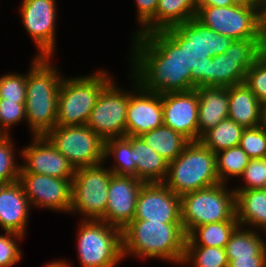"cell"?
Here are the masks:
<instances>
[{"instance_id": "1", "label": "cell", "mask_w": 266, "mask_h": 267, "mask_svg": "<svg viewBox=\"0 0 266 267\" xmlns=\"http://www.w3.org/2000/svg\"><path fill=\"white\" fill-rule=\"evenodd\" d=\"M133 38L132 75L145 91L162 95L193 89L185 39L173 27Z\"/></svg>"}, {"instance_id": "2", "label": "cell", "mask_w": 266, "mask_h": 267, "mask_svg": "<svg viewBox=\"0 0 266 267\" xmlns=\"http://www.w3.org/2000/svg\"><path fill=\"white\" fill-rule=\"evenodd\" d=\"M187 234L182 223L132 220L122 230V254L138 258H156L181 264Z\"/></svg>"}, {"instance_id": "3", "label": "cell", "mask_w": 266, "mask_h": 267, "mask_svg": "<svg viewBox=\"0 0 266 267\" xmlns=\"http://www.w3.org/2000/svg\"><path fill=\"white\" fill-rule=\"evenodd\" d=\"M26 74V120L34 136H44L56 126L58 93L62 81L50 57H35Z\"/></svg>"}, {"instance_id": "4", "label": "cell", "mask_w": 266, "mask_h": 267, "mask_svg": "<svg viewBox=\"0 0 266 267\" xmlns=\"http://www.w3.org/2000/svg\"><path fill=\"white\" fill-rule=\"evenodd\" d=\"M163 183L180 197L220 183L215 153L200 141H190L182 153L169 163Z\"/></svg>"}, {"instance_id": "5", "label": "cell", "mask_w": 266, "mask_h": 267, "mask_svg": "<svg viewBox=\"0 0 266 267\" xmlns=\"http://www.w3.org/2000/svg\"><path fill=\"white\" fill-rule=\"evenodd\" d=\"M99 70L91 75L64 78L58 93L56 126L86 125L103 89L113 80Z\"/></svg>"}, {"instance_id": "6", "label": "cell", "mask_w": 266, "mask_h": 267, "mask_svg": "<svg viewBox=\"0 0 266 267\" xmlns=\"http://www.w3.org/2000/svg\"><path fill=\"white\" fill-rule=\"evenodd\" d=\"M226 187L218 183L180 197L181 223L187 235L197 226L237 221L235 191Z\"/></svg>"}, {"instance_id": "7", "label": "cell", "mask_w": 266, "mask_h": 267, "mask_svg": "<svg viewBox=\"0 0 266 267\" xmlns=\"http://www.w3.org/2000/svg\"><path fill=\"white\" fill-rule=\"evenodd\" d=\"M77 249L82 267H116L123 259L122 230L102 220L83 219Z\"/></svg>"}, {"instance_id": "8", "label": "cell", "mask_w": 266, "mask_h": 267, "mask_svg": "<svg viewBox=\"0 0 266 267\" xmlns=\"http://www.w3.org/2000/svg\"><path fill=\"white\" fill-rule=\"evenodd\" d=\"M101 164L75 169L71 181L70 213L78 211L86 217L83 219L94 220L105 214L113 173Z\"/></svg>"}, {"instance_id": "9", "label": "cell", "mask_w": 266, "mask_h": 267, "mask_svg": "<svg viewBox=\"0 0 266 267\" xmlns=\"http://www.w3.org/2000/svg\"><path fill=\"white\" fill-rule=\"evenodd\" d=\"M44 137L74 169L104 163V141L87 125L55 126Z\"/></svg>"}, {"instance_id": "10", "label": "cell", "mask_w": 266, "mask_h": 267, "mask_svg": "<svg viewBox=\"0 0 266 267\" xmlns=\"http://www.w3.org/2000/svg\"><path fill=\"white\" fill-rule=\"evenodd\" d=\"M196 19L234 40L260 39L259 8L237 3L226 7H197Z\"/></svg>"}, {"instance_id": "11", "label": "cell", "mask_w": 266, "mask_h": 267, "mask_svg": "<svg viewBox=\"0 0 266 267\" xmlns=\"http://www.w3.org/2000/svg\"><path fill=\"white\" fill-rule=\"evenodd\" d=\"M265 52L261 39L235 40L210 59L209 86L230 87L244 83L247 70Z\"/></svg>"}, {"instance_id": "12", "label": "cell", "mask_w": 266, "mask_h": 267, "mask_svg": "<svg viewBox=\"0 0 266 267\" xmlns=\"http://www.w3.org/2000/svg\"><path fill=\"white\" fill-rule=\"evenodd\" d=\"M112 80L101 92L87 126L103 141L126 136V112L131 91L119 90Z\"/></svg>"}, {"instance_id": "13", "label": "cell", "mask_w": 266, "mask_h": 267, "mask_svg": "<svg viewBox=\"0 0 266 267\" xmlns=\"http://www.w3.org/2000/svg\"><path fill=\"white\" fill-rule=\"evenodd\" d=\"M55 2V0H23L20 6L23 25L39 50L37 57L52 59L56 46Z\"/></svg>"}, {"instance_id": "14", "label": "cell", "mask_w": 266, "mask_h": 267, "mask_svg": "<svg viewBox=\"0 0 266 267\" xmlns=\"http://www.w3.org/2000/svg\"><path fill=\"white\" fill-rule=\"evenodd\" d=\"M71 181L35 173H20L21 183L30 206L70 213Z\"/></svg>"}, {"instance_id": "15", "label": "cell", "mask_w": 266, "mask_h": 267, "mask_svg": "<svg viewBox=\"0 0 266 267\" xmlns=\"http://www.w3.org/2000/svg\"><path fill=\"white\" fill-rule=\"evenodd\" d=\"M133 220L181 223L180 196L163 182L144 183L138 195Z\"/></svg>"}, {"instance_id": "16", "label": "cell", "mask_w": 266, "mask_h": 267, "mask_svg": "<svg viewBox=\"0 0 266 267\" xmlns=\"http://www.w3.org/2000/svg\"><path fill=\"white\" fill-rule=\"evenodd\" d=\"M143 184L134 176L113 174L109 182L106 211L99 220L123 230L134 218Z\"/></svg>"}, {"instance_id": "17", "label": "cell", "mask_w": 266, "mask_h": 267, "mask_svg": "<svg viewBox=\"0 0 266 267\" xmlns=\"http://www.w3.org/2000/svg\"><path fill=\"white\" fill-rule=\"evenodd\" d=\"M33 142L21 150L24 162L20 173H35L61 179H73L75 169L44 136H34Z\"/></svg>"}, {"instance_id": "18", "label": "cell", "mask_w": 266, "mask_h": 267, "mask_svg": "<svg viewBox=\"0 0 266 267\" xmlns=\"http://www.w3.org/2000/svg\"><path fill=\"white\" fill-rule=\"evenodd\" d=\"M163 124L189 141H198V94L196 89L161 95Z\"/></svg>"}, {"instance_id": "19", "label": "cell", "mask_w": 266, "mask_h": 267, "mask_svg": "<svg viewBox=\"0 0 266 267\" xmlns=\"http://www.w3.org/2000/svg\"><path fill=\"white\" fill-rule=\"evenodd\" d=\"M130 75L135 82V90L130 94L127 105L126 135L139 136L164 125L161 94L145 91Z\"/></svg>"}, {"instance_id": "20", "label": "cell", "mask_w": 266, "mask_h": 267, "mask_svg": "<svg viewBox=\"0 0 266 267\" xmlns=\"http://www.w3.org/2000/svg\"><path fill=\"white\" fill-rule=\"evenodd\" d=\"M31 206L19 181L0 185V227L4 231L26 234Z\"/></svg>"}, {"instance_id": "21", "label": "cell", "mask_w": 266, "mask_h": 267, "mask_svg": "<svg viewBox=\"0 0 266 267\" xmlns=\"http://www.w3.org/2000/svg\"><path fill=\"white\" fill-rule=\"evenodd\" d=\"M198 141L211 128L228 117L229 87L198 86Z\"/></svg>"}, {"instance_id": "22", "label": "cell", "mask_w": 266, "mask_h": 267, "mask_svg": "<svg viewBox=\"0 0 266 267\" xmlns=\"http://www.w3.org/2000/svg\"><path fill=\"white\" fill-rule=\"evenodd\" d=\"M185 39V59L191 72V87L209 86L210 59L199 47V33L188 23H179L173 27Z\"/></svg>"}, {"instance_id": "23", "label": "cell", "mask_w": 266, "mask_h": 267, "mask_svg": "<svg viewBox=\"0 0 266 267\" xmlns=\"http://www.w3.org/2000/svg\"><path fill=\"white\" fill-rule=\"evenodd\" d=\"M262 104L245 84L229 87L228 117L243 128L261 125Z\"/></svg>"}, {"instance_id": "24", "label": "cell", "mask_w": 266, "mask_h": 267, "mask_svg": "<svg viewBox=\"0 0 266 267\" xmlns=\"http://www.w3.org/2000/svg\"><path fill=\"white\" fill-rule=\"evenodd\" d=\"M133 147V161L137 167V178L144 183L163 182L169 163L139 136H125Z\"/></svg>"}, {"instance_id": "25", "label": "cell", "mask_w": 266, "mask_h": 267, "mask_svg": "<svg viewBox=\"0 0 266 267\" xmlns=\"http://www.w3.org/2000/svg\"><path fill=\"white\" fill-rule=\"evenodd\" d=\"M234 191L239 226L251 225L254 230L259 228L266 233V189Z\"/></svg>"}, {"instance_id": "26", "label": "cell", "mask_w": 266, "mask_h": 267, "mask_svg": "<svg viewBox=\"0 0 266 267\" xmlns=\"http://www.w3.org/2000/svg\"><path fill=\"white\" fill-rule=\"evenodd\" d=\"M139 137L148 147H151L155 152L159 153L168 163L175 160L190 142L181 133L165 125L144 132Z\"/></svg>"}, {"instance_id": "27", "label": "cell", "mask_w": 266, "mask_h": 267, "mask_svg": "<svg viewBox=\"0 0 266 267\" xmlns=\"http://www.w3.org/2000/svg\"><path fill=\"white\" fill-rule=\"evenodd\" d=\"M196 0H159L155 14V31L174 27L196 18Z\"/></svg>"}, {"instance_id": "28", "label": "cell", "mask_w": 266, "mask_h": 267, "mask_svg": "<svg viewBox=\"0 0 266 267\" xmlns=\"http://www.w3.org/2000/svg\"><path fill=\"white\" fill-rule=\"evenodd\" d=\"M238 226V221H223L197 226L187 235L186 246L225 248L231 234Z\"/></svg>"}, {"instance_id": "29", "label": "cell", "mask_w": 266, "mask_h": 267, "mask_svg": "<svg viewBox=\"0 0 266 267\" xmlns=\"http://www.w3.org/2000/svg\"><path fill=\"white\" fill-rule=\"evenodd\" d=\"M238 226L231 234L225 251L228 259L236 257L266 256V243L253 228ZM259 235V236H258Z\"/></svg>"}, {"instance_id": "30", "label": "cell", "mask_w": 266, "mask_h": 267, "mask_svg": "<svg viewBox=\"0 0 266 267\" xmlns=\"http://www.w3.org/2000/svg\"><path fill=\"white\" fill-rule=\"evenodd\" d=\"M245 128L231 118L227 117L216 127L206 131L200 142L214 153L239 146Z\"/></svg>"}, {"instance_id": "31", "label": "cell", "mask_w": 266, "mask_h": 267, "mask_svg": "<svg viewBox=\"0 0 266 267\" xmlns=\"http://www.w3.org/2000/svg\"><path fill=\"white\" fill-rule=\"evenodd\" d=\"M110 155L116 159V164L109 168L113 174L137 178V167L133 161V147L125 136L104 141V160Z\"/></svg>"}, {"instance_id": "32", "label": "cell", "mask_w": 266, "mask_h": 267, "mask_svg": "<svg viewBox=\"0 0 266 267\" xmlns=\"http://www.w3.org/2000/svg\"><path fill=\"white\" fill-rule=\"evenodd\" d=\"M215 155L218 179L223 184L232 176H241L250 161L240 146L219 151Z\"/></svg>"}, {"instance_id": "33", "label": "cell", "mask_w": 266, "mask_h": 267, "mask_svg": "<svg viewBox=\"0 0 266 267\" xmlns=\"http://www.w3.org/2000/svg\"><path fill=\"white\" fill-rule=\"evenodd\" d=\"M192 263L193 267H228L225 248L185 246L182 264Z\"/></svg>"}, {"instance_id": "34", "label": "cell", "mask_w": 266, "mask_h": 267, "mask_svg": "<svg viewBox=\"0 0 266 267\" xmlns=\"http://www.w3.org/2000/svg\"><path fill=\"white\" fill-rule=\"evenodd\" d=\"M199 33V47L211 58L224 54L225 50L235 41L233 38L219 34L204 26L196 18L187 21Z\"/></svg>"}, {"instance_id": "35", "label": "cell", "mask_w": 266, "mask_h": 267, "mask_svg": "<svg viewBox=\"0 0 266 267\" xmlns=\"http://www.w3.org/2000/svg\"><path fill=\"white\" fill-rule=\"evenodd\" d=\"M9 135H0V185L19 181L21 166L16 162Z\"/></svg>"}, {"instance_id": "36", "label": "cell", "mask_w": 266, "mask_h": 267, "mask_svg": "<svg viewBox=\"0 0 266 267\" xmlns=\"http://www.w3.org/2000/svg\"><path fill=\"white\" fill-rule=\"evenodd\" d=\"M239 146L250 159L266 158V129L261 125L245 128Z\"/></svg>"}, {"instance_id": "37", "label": "cell", "mask_w": 266, "mask_h": 267, "mask_svg": "<svg viewBox=\"0 0 266 267\" xmlns=\"http://www.w3.org/2000/svg\"><path fill=\"white\" fill-rule=\"evenodd\" d=\"M244 83L261 104L266 102V52L247 70Z\"/></svg>"}, {"instance_id": "38", "label": "cell", "mask_w": 266, "mask_h": 267, "mask_svg": "<svg viewBox=\"0 0 266 267\" xmlns=\"http://www.w3.org/2000/svg\"><path fill=\"white\" fill-rule=\"evenodd\" d=\"M0 99L26 104V74H5L0 77Z\"/></svg>"}, {"instance_id": "39", "label": "cell", "mask_w": 266, "mask_h": 267, "mask_svg": "<svg viewBox=\"0 0 266 267\" xmlns=\"http://www.w3.org/2000/svg\"><path fill=\"white\" fill-rule=\"evenodd\" d=\"M240 177L245 186L233 190L266 189V158L250 159Z\"/></svg>"}, {"instance_id": "40", "label": "cell", "mask_w": 266, "mask_h": 267, "mask_svg": "<svg viewBox=\"0 0 266 267\" xmlns=\"http://www.w3.org/2000/svg\"><path fill=\"white\" fill-rule=\"evenodd\" d=\"M26 119L25 104L0 99V135H9L11 126Z\"/></svg>"}, {"instance_id": "41", "label": "cell", "mask_w": 266, "mask_h": 267, "mask_svg": "<svg viewBox=\"0 0 266 267\" xmlns=\"http://www.w3.org/2000/svg\"><path fill=\"white\" fill-rule=\"evenodd\" d=\"M5 235H0V267H11L22 258L17 241L22 239L23 235L9 231H6Z\"/></svg>"}, {"instance_id": "42", "label": "cell", "mask_w": 266, "mask_h": 267, "mask_svg": "<svg viewBox=\"0 0 266 267\" xmlns=\"http://www.w3.org/2000/svg\"><path fill=\"white\" fill-rule=\"evenodd\" d=\"M137 5V17L140 30L135 35H144L155 31V14L159 0H135Z\"/></svg>"}, {"instance_id": "43", "label": "cell", "mask_w": 266, "mask_h": 267, "mask_svg": "<svg viewBox=\"0 0 266 267\" xmlns=\"http://www.w3.org/2000/svg\"><path fill=\"white\" fill-rule=\"evenodd\" d=\"M228 261V267H266V256L236 257Z\"/></svg>"}, {"instance_id": "44", "label": "cell", "mask_w": 266, "mask_h": 267, "mask_svg": "<svg viewBox=\"0 0 266 267\" xmlns=\"http://www.w3.org/2000/svg\"><path fill=\"white\" fill-rule=\"evenodd\" d=\"M259 35L262 44L266 46V0L259 7Z\"/></svg>"}, {"instance_id": "45", "label": "cell", "mask_w": 266, "mask_h": 267, "mask_svg": "<svg viewBox=\"0 0 266 267\" xmlns=\"http://www.w3.org/2000/svg\"><path fill=\"white\" fill-rule=\"evenodd\" d=\"M239 3L238 0H196L197 7H226Z\"/></svg>"}, {"instance_id": "46", "label": "cell", "mask_w": 266, "mask_h": 267, "mask_svg": "<svg viewBox=\"0 0 266 267\" xmlns=\"http://www.w3.org/2000/svg\"><path fill=\"white\" fill-rule=\"evenodd\" d=\"M44 267H71V264L67 263L66 261L64 262V260H55L52 263L50 262L46 264Z\"/></svg>"}, {"instance_id": "47", "label": "cell", "mask_w": 266, "mask_h": 267, "mask_svg": "<svg viewBox=\"0 0 266 267\" xmlns=\"http://www.w3.org/2000/svg\"><path fill=\"white\" fill-rule=\"evenodd\" d=\"M262 1L263 0H238L239 3L252 5V6H255V7H258V8L262 4Z\"/></svg>"}, {"instance_id": "48", "label": "cell", "mask_w": 266, "mask_h": 267, "mask_svg": "<svg viewBox=\"0 0 266 267\" xmlns=\"http://www.w3.org/2000/svg\"><path fill=\"white\" fill-rule=\"evenodd\" d=\"M261 126L266 129V102L262 104Z\"/></svg>"}]
</instances>
